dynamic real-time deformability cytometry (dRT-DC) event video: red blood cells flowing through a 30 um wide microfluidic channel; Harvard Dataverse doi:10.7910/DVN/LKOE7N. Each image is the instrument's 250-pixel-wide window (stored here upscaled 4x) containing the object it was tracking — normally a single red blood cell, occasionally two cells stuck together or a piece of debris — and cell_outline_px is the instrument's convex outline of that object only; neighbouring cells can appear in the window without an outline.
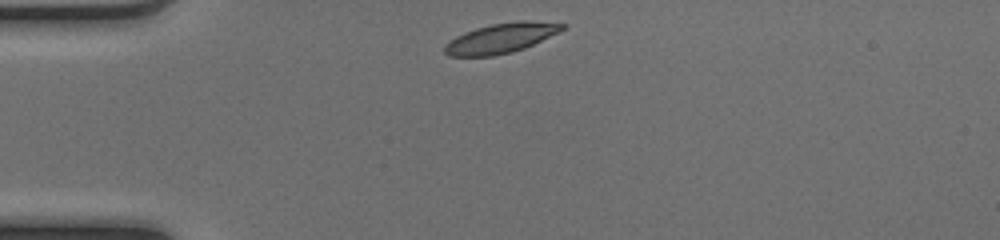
{"species": "common noctule bat (a hibernating species)", "species_latin": "Nyctalus noctula", "temperature_condition": "cold", "stored_images_in_passage": 39, "camera_frame_rate_fps": 3000, "um_per_image_px": 0.085, "animal": {"sex": "female", "body_mass_g": 17.0, "forearm_length_mm": 48.0}, "frame": {"image": 1, "passage_image": 1, "time_ms": 0.0, "image_size_px": [1000, 240], "cell_outline_px": [[564, 28], [524, 48], [512, 52], [492, 56], [448, 56], [444, 52], [444, 44], [456, 36], [464, 32], [476, 28], [492, 24], [520, 20], [528, 20], [564, 24]], "centroid_in_image_um": [42.5, 3.25], "position_along_channel_um": 42.5, "area_um2": 20.11}}
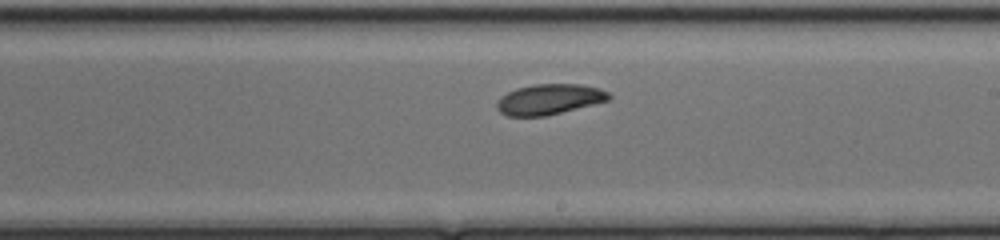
{"frame": {"image": 2, "passage_image": 18, "time_ms": 5.667, "image_size_px": [1000, 240], "cell_outline_px": [[612, 96], [608, 100], [544, 116], [508, 116], [500, 112], [496, 108], [496, 100], [500, 96], [516, 88], [532, 84], [580, 84], [600, 88], [608, 92]], "centroid_in_image_um": [46.64, 8.43], "position_along_channel_um": 242.4, "area_um2": 19.83}}
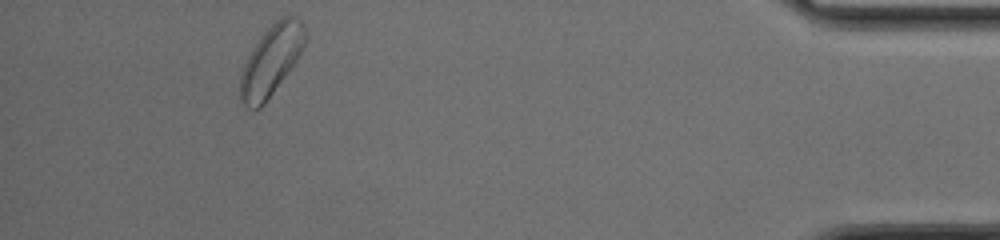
{"frame": {"image": 3, "passage_image": 35, "time_ms": 11.333, "image_size_px": [1000, 240], "cell_outline_px": [[304, 44], [296, 60], [264, 104], [260, 108], [248, 108], [240, 104], [240, 76], [244, 64], [252, 48], [264, 32], [276, 20], [284, 16], [292, 16], [300, 20], [304, 28]], "centroid_in_image_um": [23.0, 5.17], "position_along_channel_um": 412.2, "area_um2": 25.84}, "authors_computed_cell_mechanics": {"area_um2": 20.6924, "velocity_mm_per_s": 4.0591, "shape_relaxation_time_tau1_ms": 3.0289, "shape_relaxation_time_tau2_ms": null, "deformation_change_tau1": 0.0842, "deformation_change_tau2": null}}